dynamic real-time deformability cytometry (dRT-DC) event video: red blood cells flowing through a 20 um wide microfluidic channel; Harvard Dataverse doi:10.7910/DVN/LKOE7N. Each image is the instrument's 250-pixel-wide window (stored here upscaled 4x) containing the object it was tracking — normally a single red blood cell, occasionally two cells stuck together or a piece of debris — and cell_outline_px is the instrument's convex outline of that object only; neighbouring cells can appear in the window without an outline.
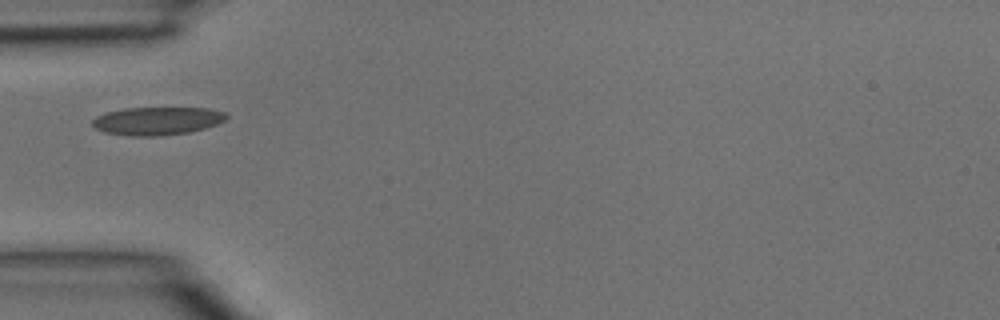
{"species": "common noctule bat (a hibernating species)", "species_latin": "Nyctalus noctula", "temperature_condition": "room temperature", "stored_images_in_passage": 1, "camera_frame_rate_fps": 3000, "um_per_image_px": 0.085, "animal": {"sex": "male", "body_mass_g": 15.6}, "frame": {"image": 1, "passage_image": 1, "time_ms": 0.0, "image_size_px": [1000, 320], "cell_outline_px": [[228, 116], [224, 120], [216, 124], [204, 128], [188, 132], [160, 136], [128, 136], [104, 132], [96, 128], [92, 124], [92, 120], [96, 116], [108, 112], [124, 108], [208, 108], [224, 112]], "centroid_in_image_um": [13.34, 10.28], "position_along_channel_um": 71.7, "area_um2": 21.79}}